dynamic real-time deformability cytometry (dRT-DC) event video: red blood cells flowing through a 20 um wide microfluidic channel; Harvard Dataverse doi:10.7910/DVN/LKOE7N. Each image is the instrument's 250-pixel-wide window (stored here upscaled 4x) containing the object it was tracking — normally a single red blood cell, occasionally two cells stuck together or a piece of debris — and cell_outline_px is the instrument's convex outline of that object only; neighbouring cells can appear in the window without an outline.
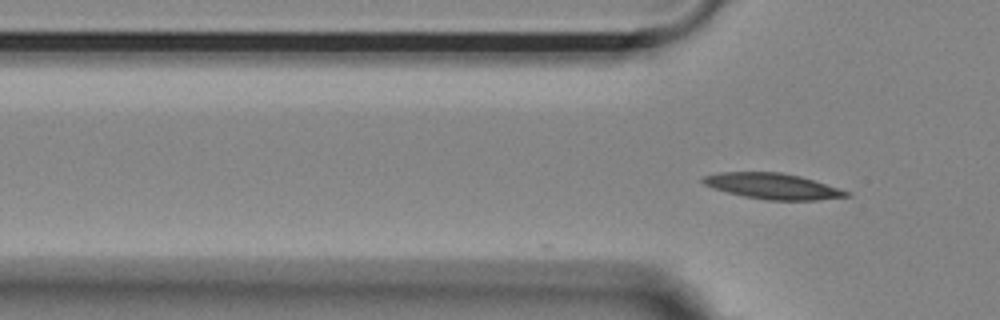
{"species": "Egyptian fruit bat (a non-hibernating species)", "species_latin": "Rousettus aegyptiacus", "temperature_condition": "room temperature", "stored_images_in_passage": 2, "camera_frame_rate_fps": 3000, "um_per_image_px": 0.085, "animal": {"sex": "female"}, "frame": {"image": 1, "passage_image": 2, "time_ms": 0.333, "image_size_px": [1000, 320], "cell_outline_px": [[852, 196], [816, 200], [764, 200], [744, 196], [712, 188], [704, 184], [700, 180], [704, 176], [720, 172], [780, 172], [800, 176], [852, 192]], "centroid_in_image_um": [65.7, 15.83], "position_along_channel_um": 60.1, "area_um2": 21.56}}